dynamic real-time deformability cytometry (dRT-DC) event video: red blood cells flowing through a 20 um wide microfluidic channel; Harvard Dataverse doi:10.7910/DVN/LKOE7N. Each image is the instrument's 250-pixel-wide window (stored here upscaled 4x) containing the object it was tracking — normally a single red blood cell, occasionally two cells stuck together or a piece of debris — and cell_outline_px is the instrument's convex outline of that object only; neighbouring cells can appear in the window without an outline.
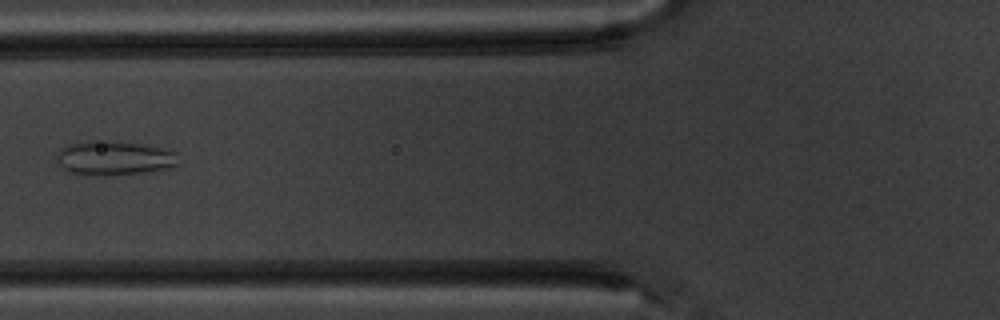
{"species": "common noctule bat (a hibernating species)", "species_latin": "Nyctalus noctula", "temperature_condition": "warm", "stored_images_in_passage": 5, "camera_frame_rate_fps": 3000, "um_per_image_px": 0.085, "animal": {"sex": "male", "body_mass_g": 20.1, "forearm_length_mm": 53.5}, "frame": {"image": 1, "passage_image": 5, "time_ms": 4.667, "image_size_px": [1000, 320], "cell_outline_px": [[180, 164], [168, 168], [144, 172], [72, 172], [64, 168], [60, 164], [56, 156], [60, 148], [68, 144], [84, 140], [108, 140], [136, 144], [160, 148], [176, 152]], "centroid_in_image_um": [9.72, 13.36], "position_along_channel_um": 116.1, "area_um2": 23.12}}